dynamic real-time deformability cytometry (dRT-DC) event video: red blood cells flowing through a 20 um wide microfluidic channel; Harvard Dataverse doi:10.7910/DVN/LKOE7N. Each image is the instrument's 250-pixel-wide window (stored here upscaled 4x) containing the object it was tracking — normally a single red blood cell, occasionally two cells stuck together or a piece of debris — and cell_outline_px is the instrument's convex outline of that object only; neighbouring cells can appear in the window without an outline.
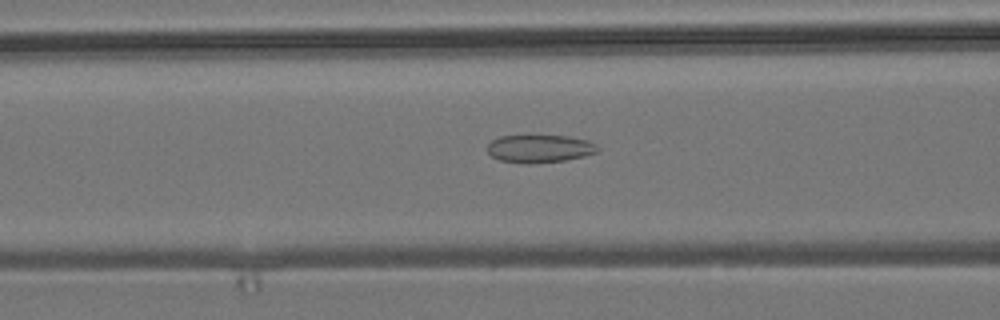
{"species": "common noctule bat (a hibernating species)", "species_latin": "Nyctalus noctula", "temperature_condition": "room temperature", "stored_images_in_passage": 40, "camera_frame_rate_fps": 3000, "um_per_image_px": 0.085, "animal": {"sex": "male", "body_mass_g": 19.2, "forearm_length_mm": 51.8}, "frame": {"image": 1, "passage_image": 8, "time_ms": 2.333, "image_size_px": [1000, 320], "cell_outline_px": [[600, 148], [596, 152], [584, 156], [564, 160], [528, 164], [500, 160], [492, 156], [488, 152], [488, 144], [492, 140], [500, 136], [568, 136], [588, 140], [596, 144]], "centroid_in_image_um": [45.88, 12.63], "position_along_channel_um": 120.7, "area_um2": 17.74}}
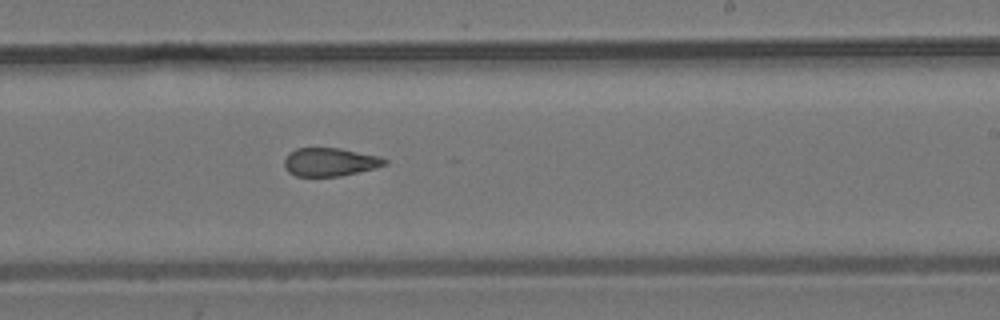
{"frame": {"image": 2, "passage_image": 19, "time_ms": 6.0, "image_size_px": [1000, 320], "cell_outline_px": [[388, 164], [376, 168], [340, 176], [296, 176], [288, 172], [284, 164], [284, 160], [288, 152], [296, 148], [340, 148], [380, 156], [388, 160]], "centroid_in_image_um": [28.06, 13.76], "position_along_channel_um": 260.9, "area_um2": 16.7}}
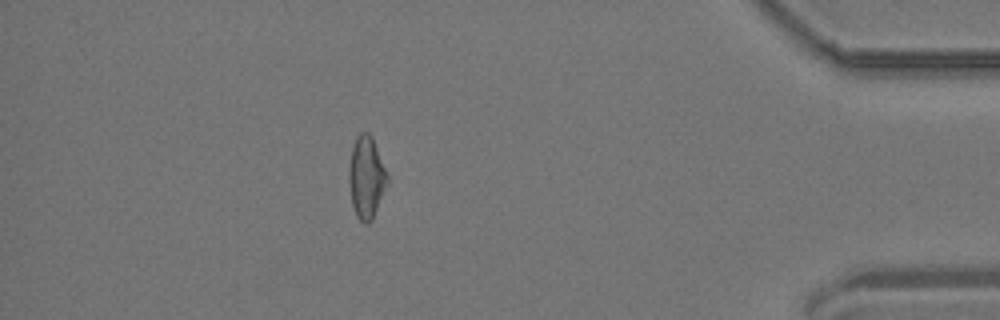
{"frame": {"image": 3, "passage_image": 34, "time_ms": 11.0, "image_size_px": [1000, 320], "cell_outline_px": [[388, 184], [372, 220], [364, 224], [356, 216], [352, 204], [348, 180], [348, 172], [352, 148], [356, 136], [360, 132], [368, 132], [372, 136], [388, 176]], "centroid_in_image_um": [31.13, 15.07], "position_along_channel_um": 404.1, "area_um2": 18.38}, "authors_computed_cell_mechanics": {"area_um2": 17.8313, "velocity_mm_per_s": 3.8284, "shape_relaxation_time_tau1_ms": null, "shape_relaxation_time_tau2_ms": 3.5569, "deformation_change_tau1": null, "deformation_change_tau2": 0.1154}}